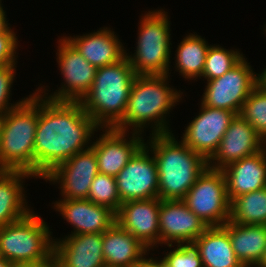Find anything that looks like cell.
I'll return each instance as SVG.
<instances>
[{"instance_id":"1","label":"cell","mask_w":266,"mask_h":267,"mask_svg":"<svg viewBox=\"0 0 266 267\" xmlns=\"http://www.w3.org/2000/svg\"><path fill=\"white\" fill-rule=\"evenodd\" d=\"M100 129L80 102L51 100L39 93L34 177L43 179L56 166L91 147L90 139Z\"/></svg>"},{"instance_id":"2","label":"cell","mask_w":266,"mask_h":267,"mask_svg":"<svg viewBox=\"0 0 266 267\" xmlns=\"http://www.w3.org/2000/svg\"><path fill=\"white\" fill-rule=\"evenodd\" d=\"M168 76L136 75L123 118L113 128L142 133L151 123L152 134L172 133L166 116L180 102L183 92L169 86Z\"/></svg>"},{"instance_id":"3","label":"cell","mask_w":266,"mask_h":267,"mask_svg":"<svg viewBox=\"0 0 266 267\" xmlns=\"http://www.w3.org/2000/svg\"><path fill=\"white\" fill-rule=\"evenodd\" d=\"M173 134H150L145 143L155 158L158 198L161 200H183L198 176L208 167V161L202 155L182 140L178 142Z\"/></svg>"},{"instance_id":"4","label":"cell","mask_w":266,"mask_h":267,"mask_svg":"<svg viewBox=\"0 0 266 267\" xmlns=\"http://www.w3.org/2000/svg\"><path fill=\"white\" fill-rule=\"evenodd\" d=\"M135 76L126 56L97 68L92 87L80 103L101 130L113 128L123 118Z\"/></svg>"},{"instance_id":"5","label":"cell","mask_w":266,"mask_h":267,"mask_svg":"<svg viewBox=\"0 0 266 267\" xmlns=\"http://www.w3.org/2000/svg\"><path fill=\"white\" fill-rule=\"evenodd\" d=\"M39 119V92L2 115L0 170L23 171L34 176V141Z\"/></svg>"},{"instance_id":"6","label":"cell","mask_w":266,"mask_h":267,"mask_svg":"<svg viewBox=\"0 0 266 267\" xmlns=\"http://www.w3.org/2000/svg\"><path fill=\"white\" fill-rule=\"evenodd\" d=\"M50 230L33 211L0 227V256L14 265L53 266L54 240Z\"/></svg>"},{"instance_id":"7","label":"cell","mask_w":266,"mask_h":267,"mask_svg":"<svg viewBox=\"0 0 266 267\" xmlns=\"http://www.w3.org/2000/svg\"><path fill=\"white\" fill-rule=\"evenodd\" d=\"M168 12L148 11L140 19L136 52L126 53L136 75H169L171 58Z\"/></svg>"},{"instance_id":"8","label":"cell","mask_w":266,"mask_h":267,"mask_svg":"<svg viewBox=\"0 0 266 267\" xmlns=\"http://www.w3.org/2000/svg\"><path fill=\"white\" fill-rule=\"evenodd\" d=\"M183 201L208 227L223 226L230 220V201L221 170L206 167Z\"/></svg>"},{"instance_id":"9","label":"cell","mask_w":266,"mask_h":267,"mask_svg":"<svg viewBox=\"0 0 266 267\" xmlns=\"http://www.w3.org/2000/svg\"><path fill=\"white\" fill-rule=\"evenodd\" d=\"M58 43L56 60L64 82L57 92L51 95L46 93L48 90L43 88L44 85L39 86L36 91L44 93L43 96L51 100L81 102L92 87L97 68L91 65L64 36Z\"/></svg>"},{"instance_id":"10","label":"cell","mask_w":266,"mask_h":267,"mask_svg":"<svg viewBox=\"0 0 266 267\" xmlns=\"http://www.w3.org/2000/svg\"><path fill=\"white\" fill-rule=\"evenodd\" d=\"M246 60L244 57L221 77L208 80L201 103L239 114L248 95L257 86V73Z\"/></svg>"},{"instance_id":"11","label":"cell","mask_w":266,"mask_h":267,"mask_svg":"<svg viewBox=\"0 0 266 267\" xmlns=\"http://www.w3.org/2000/svg\"><path fill=\"white\" fill-rule=\"evenodd\" d=\"M121 204L131 200L158 197V172L155 158L144 145L115 176Z\"/></svg>"},{"instance_id":"12","label":"cell","mask_w":266,"mask_h":267,"mask_svg":"<svg viewBox=\"0 0 266 267\" xmlns=\"http://www.w3.org/2000/svg\"><path fill=\"white\" fill-rule=\"evenodd\" d=\"M200 106L199 114L185 128L181 140L208 161L217 151L237 113L207 107L202 103Z\"/></svg>"},{"instance_id":"13","label":"cell","mask_w":266,"mask_h":267,"mask_svg":"<svg viewBox=\"0 0 266 267\" xmlns=\"http://www.w3.org/2000/svg\"><path fill=\"white\" fill-rule=\"evenodd\" d=\"M98 173L97 157L89 147L56 166L43 179L60 184L62 199H87Z\"/></svg>"},{"instance_id":"14","label":"cell","mask_w":266,"mask_h":267,"mask_svg":"<svg viewBox=\"0 0 266 267\" xmlns=\"http://www.w3.org/2000/svg\"><path fill=\"white\" fill-rule=\"evenodd\" d=\"M208 226L183 200H161L159 210L160 246L193 243Z\"/></svg>"},{"instance_id":"15","label":"cell","mask_w":266,"mask_h":267,"mask_svg":"<svg viewBox=\"0 0 266 267\" xmlns=\"http://www.w3.org/2000/svg\"><path fill=\"white\" fill-rule=\"evenodd\" d=\"M102 131L103 134L92 142L91 148L97 157L99 173L115 177L145 145L141 135L143 133L131 132L132 136L128 140L129 133L126 131L114 128Z\"/></svg>"},{"instance_id":"16","label":"cell","mask_w":266,"mask_h":267,"mask_svg":"<svg viewBox=\"0 0 266 267\" xmlns=\"http://www.w3.org/2000/svg\"><path fill=\"white\" fill-rule=\"evenodd\" d=\"M264 149V140L239 114L235 116L220 141L208 166L222 170L232 162L239 161Z\"/></svg>"},{"instance_id":"17","label":"cell","mask_w":266,"mask_h":267,"mask_svg":"<svg viewBox=\"0 0 266 267\" xmlns=\"http://www.w3.org/2000/svg\"><path fill=\"white\" fill-rule=\"evenodd\" d=\"M160 199L131 200L120 205L116 222L149 250L160 244Z\"/></svg>"},{"instance_id":"18","label":"cell","mask_w":266,"mask_h":267,"mask_svg":"<svg viewBox=\"0 0 266 267\" xmlns=\"http://www.w3.org/2000/svg\"><path fill=\"white\" fill-rule=\"evenodd\" d=\"M53 240L54 267H106L102 233L68 235Z\"/></svg>"},{"instance_id":"19","label":"cell","mask_w":266,"mask_h":267,"mask_svg":"<svg viewBox=\"0 0 266 267\" xmlns=\"http://www.w3.org/2000/svg\"><path fill=\"white\" fill-rule=\"evenodd\" d=\"M54 204L64 220L73 226L69 235L104 233L116 222V213L88 199H60Z\"/></svg>"},{"instance_id":"20","label":"cell","mask_w":266,"mask_h":267,"mask_svg":"<svg viewBox=\"0 0 266 267\" xmlns=\"http://www.w3.org/2000/svg\"><path fill=\"white\" fill-rule=\"evenodd\" d=\"M226 180L227 196L235 197L266 187V148L235 161L221 170Z\"/></svg>"},{"instance_id":"21","label":"cell","mask_w":266,"mask_h":267,"mask_svg":"<svg viewBox=\"0 0 266 267\" xmlns=\"http://www.w3.org/2000/svg\"><path fill=\"white\" fill-rule=\"evenodd\" d=\"M111 28H100L97 32L82 36H64L80 54L96 68L112 65L126 56L123 46Z\"/></svg>"},{"instance_id":"22","label":"cell","mask_w":266,"mask_h":267,"mask_svg":"<svg viewBox=\"0 0 266 267\" xmlns=\"http://www.w3.org/2000/svg\"><path fill=\"white\" fill-rule=\"evenodd\" d=\"M102 242L106 267H133L150 251L117 222L102 233Z\"/></svg>"},{"instance_id":"23","label":"cell","mask_w":266,"mask_h":267,"mask_svg":"<svg viewBox=\"0 0 266 267\" xmlns=\"http://www.w3.org/2000/svg\"><path fill=\"white\" fill-rule=\"evenodd\" d=\"M228 233L236 258L243 267H258L266 249V225L238 224L227 221Z\"/></svg>"},{"instance_id":"24","label":"cell","mask_w":266,"mask_h":267,"mask_svg":"<svg viewBox=\"0 0 266 267\" xmlns=\"http://www.w3.org/2000/svg\"><path fill=\"white\" fill-rule=\"evenodd\" d=\"M33 177L28 172L0 170V227L27 216L32 209L25 199L23 181Z\"/></svg>"},{"instance_id":"25","label":"cell","mask_w":266,"mask_h":267,"mask_svg":"<svg viewBox=\"0 0 266 267\" xmlns=\"http://www.w3.org/2000/svg\"><path fill=\"white\" fill-rule=\"evenodd\" d=\"M193 244L204 267H243L235 256L229 233L222 227H208Z\"/></svg>"},{"instance_id":"26","label":"cell","mask_w":266,"mask_h":267,"mask_svg":"<svg viewBox=\"0 0 266 267\" xmlns=\"http://www.w3.org/2000/svg\"><path fill=\"white\" fill-rule=\"evenodd\" d=\"M209 47L207 41L198 34L185 36L176 50L175 69L187 80L201 79Z\"/></svg>"},{"instance_id":"27","label":"cell","mask_w":266,"mask_h":267,"mask_svg":"<svg viewBox=\"0 0 266 267\" xmlns=\"http://www.w3.org/2000/svg\"><path fill=\"white\" fill-rule=\"evenodd\" d=\"M230 221L266 225V187L235 197L230 202Z\"/></svg>"},{"instance_id":"28","label":"cell","mask_w":266,"mask_h":267,"mask_svg":"<svg viewBox=\"0 0 266 267\" xmlns=\"http://www.w3.org/2000/svg\"><path fill=\"white\" fill-rule=\"evenodd\" d=\"M243 58V54L237 49L227 50L219 45H210L201 77L205 78V80L207 79V81L219 78Z\"/></svg>"},{"instance_id":"29","label":"cell","mask_w":266,"mask_h":267,"mask_svg":"<svg viewBox=\"0 0 266 267\" xmlns=\"http://www.w3.org/2000/svg\"><path fill=\"white\" fill-rule=\"evenodd\" d=\"M262 137L266 139V90L258 85L248 95L239 113Z\"/></svg>"},{"instance_id":"30","label":"cell","mask_w":266,"mask_h":267,"mask_svg":"<svg viewBox=\"0 0 266 267\" xmlns=\"http://www.w3.org/2000/svg\"><path fill=\"white\" fill-rule=\"evenodd\" d=\"M87 199L97 205L108 207L117 213L121 201L115 177L98 173L91 183Z\"/></svg>"},{"instance_id":"31","label":"cell","mask_w":266,"mask_h":267,"mask_svg":"<svg viewBox=\"0 0 266 267\" xmlns=\"http://www.w3.org/2000/svg\"><path fill=\"white\" fill-rule=\"evenodd\" d=\"M175 248L165 252L161 260L168 267H204L199 250L193 243L176 244Z\"/></svg>"},{"instance_id":"32","label":"cell","mask_w":266,"mask_h":267,"mask_svg":"<svg viewBox=\"0 0 266 267\" xmlns=\"http://www.w3.org/2000/svg\"><path fill=\"white\" fill-rule=\"evenodd\" d=\"M15 67L16 64L0 66V115L6 114L10 109L20 105L26 99L19 100V102L14 103L15 105L9 102L11 87L16 76Z\"/></svg>"},{"instance_id":"33","label":"cell","mask_w":266,"mask_h":267,"mask_svg":"<svg viewBox=\"0 0 266 267\" xmlns=\"http://www.w3.org/2000/svg\"><path fill=\"white\" fill-rule=\"evenodd\" d=\"M17 40L16 33L11 28L0 34V66L17 64Z\"/></svg>"},{"instance_id":"34","label":"cell","mask_w":266,"mask_h":267,"mask_svg":"<svg viewBox=\"0 0 266 267\" xmlns=\"http://www.w3.org/2000/svg\"><path fill=\"white\" fill-rule=\"evenodd\" d=\"M133 267H164L162 260H156L153 257L146 258L145 256Z\"/></svg>"},{"instance_id":"35","label":"cell","mask_w":266,"mask_h":267,"mask_svg":"<svg viewBox=\"0 0 266 267\" xmlns=\"http://www.w3.org/2000/svg\"><path fill=\"white\" fill-rule=\"evenodd\" d=\"M1 0H0V34L1 33H5L10 27L8 26V21H6L7 17H6V11L3 10V6L1 4Z\"/></svg>"},{"instance_id":"36","label":"cell","mask_w":266,"mask_h":267,"mask_svg":"<svg viewBox=\"0 0 266 267\" xmlns=\"http://www.w3.org/2000/svg\"><path fill=\"white\" fill-rule=\"evenodd\" d=\"M257 85L266 90V68L262 71L261 74H257Z\"/></svg>"},{"instance_id":"37","label":"cell","mask_w":266,"mask_h":267,"mask_svg":"<svg viewBox=\"0 0 266 267\" xmlns=\"http://www.w3.org/2000/svg\"><path fill=\"white\" fill-rule=\"evenodd\" d=\"M14 264L0 256V267H13Z\"/></svg>"},{"instance_id":"38","label":"cell","mask_w":266,"mask_h":267,"mask_svg":"<svg viewBox=\"0 0 266 267\" xmlns=\"http://www.w3.org/2000/svg\"><path fill=\"white\" fill-rule=\"evenodd\" d=\"M258 267H266V249H265L264 255Z\"/></svg>"},{"instance_id":"39","label":"cell","mask_w":266,"mask_h":267,"mask_svg":"<svg viewBox=\"0 0 266 267\" xmlns=\"http://www.w3.org/2000/svg\"><path fill=\"white\" fill-rule=\"evenodd\" d=\"M13 267H54V266H21V265H14Z\"/></svg>"},{"instance_id":"40","label":"cell","mask_w":266,"mask_h":267,"mask_svg":"<svg viewBox=\"0 0 266 267\" xmlns=\"http://www.w3.org/2000/svg\"><path fill=\"white\" fill-rule=\"evenodd\" d=\"M1 131H2V115H0V139H1Z\"/></svg>"},{"instance_id":"41","label":"cell","mask_w":266,"mask_h":267,"mask_svg":"<svg viewBox=\"0 0 266 267\" xmlns=\"http://www.w3.org/2000/svg\"><path fill=\"white\" fill-rule=\"evenodd\" d=\"M264 148H266V139L264 140Z\"/></svg>"}]
</instances>
